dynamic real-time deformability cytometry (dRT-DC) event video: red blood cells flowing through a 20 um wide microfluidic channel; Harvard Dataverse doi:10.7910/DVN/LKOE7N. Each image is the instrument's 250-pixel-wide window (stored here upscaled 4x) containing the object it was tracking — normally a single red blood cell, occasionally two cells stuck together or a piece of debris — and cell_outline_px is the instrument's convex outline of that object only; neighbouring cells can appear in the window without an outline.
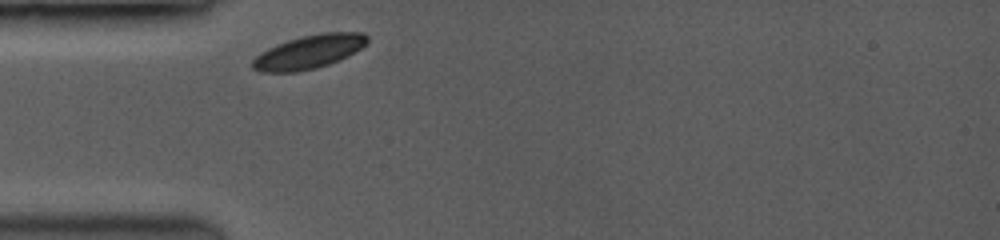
{"species": "common noctule bat (a hibernating species)", "species_latin": "Nyctalus noctula", "temperature_condition": "room temperature", "stored_images_in_passage": 6, "camera_frame_rate_fps": 3500, "um_per_image_px": 0.085, "animal": {"sex": "female", "body_mass_g": 19.0, "forearm_length_mm": 53.3}, "frame": {"image": 1, "passage_image": 1, "time_ms": 0.0, "image_size_px": [1000, 240], "cell_outline_px": [[368, 44], [328, 64], [316, 68], [296, 72], [260, 72], [252, 68], [252, 60], [260, 52], [276, 44], [300, 36], [320, 32], [364, 32], [368, 36]], "centroid_in_image_um": [26.23, 4.39], "position_along_channel_um": 58.8, "area_um2": 22.43}}
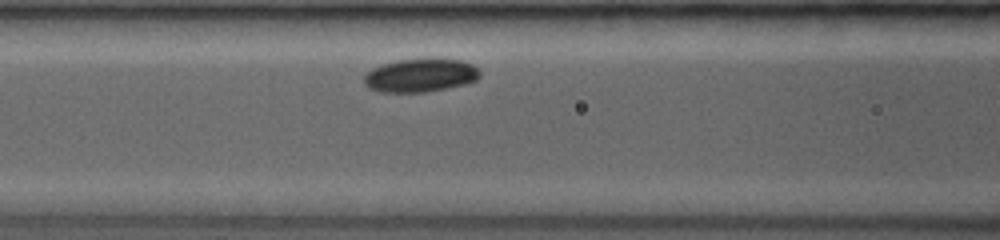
{"frame": {"image": 2, "passage_image": 6, "time_ms": 2.0, "image_size_px": [1000, 240], "cell_outline_px": [[480, 76], [476, 80], [464, 84], [424, 92], [384, 92], [368, 88], [364, 84], [364, 76], [372, 68], [380, 64], [396, 60], [432, 56], [464, 60], [472, 64], [480, 72]], "centroid_in_image_um": [35.74, 6.35], "position_along_channel_um": 130.9, "area_um2": 23.12}}